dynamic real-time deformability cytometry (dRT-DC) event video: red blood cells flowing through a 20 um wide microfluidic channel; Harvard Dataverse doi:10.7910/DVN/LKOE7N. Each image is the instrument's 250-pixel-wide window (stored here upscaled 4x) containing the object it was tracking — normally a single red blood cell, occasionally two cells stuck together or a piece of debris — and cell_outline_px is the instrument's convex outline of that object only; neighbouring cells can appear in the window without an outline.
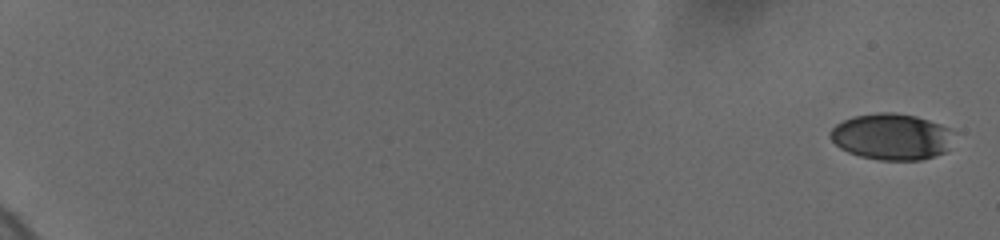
{"species": "human", "species_latin": "Homo sapiens", "temperature_condition": "cold", "stored_images_in_passage": 48, "camera_frame_rate_fps": 3000, "um_per_image_px": 0.085, "donor": {"sex": "female"}, "frame": {"image": 1, "passage_image": 1, "time_ms": 0.0, "image_size_px": [1000, 240], "cell_outline_px": [[948, 148], [944, 152], [936, 156], [920, 160], [880, 160], [860, 156], [848, 152], [840, 148], [828, 136], [828, 132], [836, 124], [852, 116], [880, 112], [892, 112], [916, 116], [940, 124], [948, 128]], "centroid_in_image_um": [75.7, 11.62], "position_along_channel_um": 9.3, "area_um2": 33.0}}
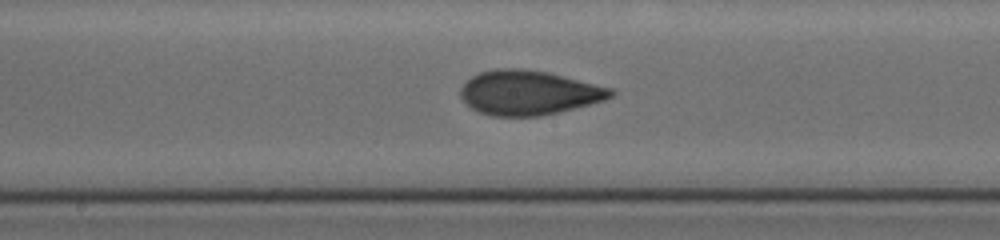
{"frame": {"image": 2, "passage_image": 23, "time_ms": 11.333, "image_size_px": [1000, 240], "cell_outline_px": [[616, 92], [612, 96], [604, 100], [540, 116], [492, 116], [480, 112], [472, 108], [460, 96], [460, 88], [464, 80], [480, 72], [496, 68], [520, 68], [548, 72], [612, 88]], "centroid_in_image_um": [44.9, 7.86], "position_along_channel_um": 203.3, "area_um2": 38.78}}
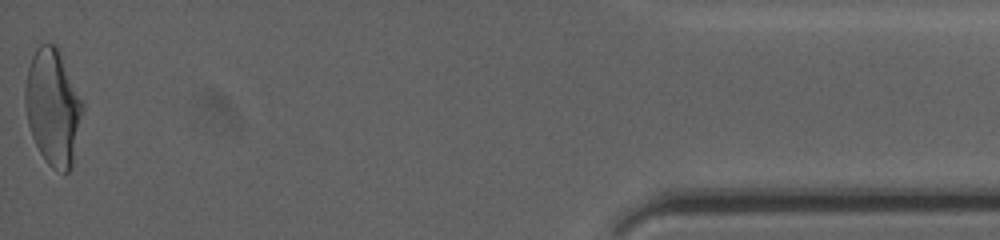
{"frame": {"image": 3, "passage_image": 48, "time_ms": 19.333, "image_size_px": [1000, 240], "cell_outline_px": [[84, 108], [72, 164], [68, 172], [64, 172], [52, 168], [48, 164], [40, 152], [32, 136], [28, 124], [24, 104], [24, 88], [28, 68], [32, 56], [36, 48], [40, 44], [56, 44], [84, 100]], "centroid_in_image_um": [4.51, 9.07], "position_along_channel_um": 430.7, "area_um2": 39.13}, "authors_computed_cell_mechanics": {"area_um2": 37.2232, "velocity_mm_per_s": 3.7169, "shape_relaxation_time_tau1_ms": 7.4277, "shape_relaxation_time_tau2_ms": 1.3304, "deformation_change_tau1": 0.2024, "deformation_change_tau2": 0.0718}}